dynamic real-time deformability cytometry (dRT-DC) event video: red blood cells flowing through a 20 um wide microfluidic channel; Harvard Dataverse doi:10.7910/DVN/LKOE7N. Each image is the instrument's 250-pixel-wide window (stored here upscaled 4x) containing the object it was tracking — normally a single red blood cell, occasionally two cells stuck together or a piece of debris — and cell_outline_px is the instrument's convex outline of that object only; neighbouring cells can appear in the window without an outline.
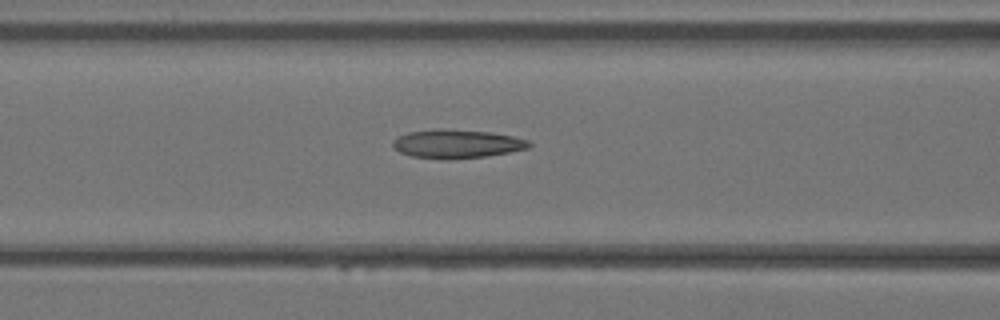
{"species": "Egyptian fruit bat (a non-hibernating species)", "species_latin": "Rousettus aegyptiacus", "temperature_condition": "warm", "stored_images_in_passage": 11, "camera_frame_rate_fps": 3000, "um_per_image_px": 0.085, "animal": {"sex": "female"}, "frame": {"image": 1, "passage_image": 10, "time_ms": 3.0, "image_size_px": [1000, 320], "cell_outline_px": [[532, 144], [528, 148], [508, 152], [484, 156], [412, 156], [400, 152], [392, 148], [392, 140], [396, 136], [408, 132], [436, 128], [488, 132], [512, 136], [528, 140]], "centroid_in_image_um": [38.79, 12.17], "position_along_channel_um": 127.8, "area_um2": 21.73}}